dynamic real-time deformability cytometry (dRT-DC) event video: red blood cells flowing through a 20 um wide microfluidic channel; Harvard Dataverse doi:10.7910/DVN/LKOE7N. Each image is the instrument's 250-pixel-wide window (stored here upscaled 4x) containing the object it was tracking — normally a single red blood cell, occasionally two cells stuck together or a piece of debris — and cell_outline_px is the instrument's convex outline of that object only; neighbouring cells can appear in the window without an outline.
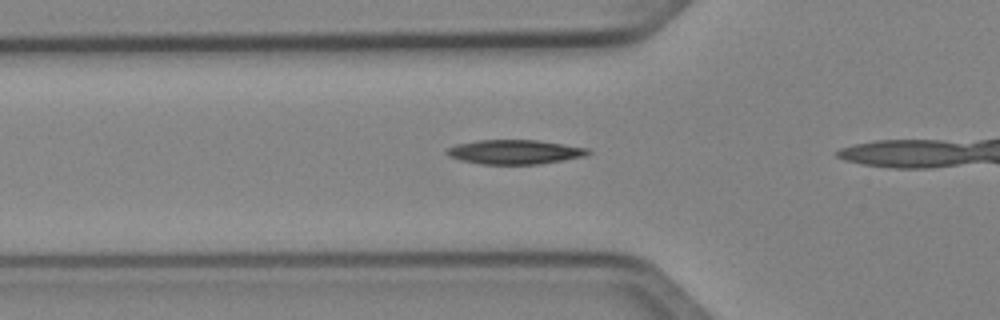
{"species": "Egyptian fruit bat (a non-hibernating species)", "species_latin": "Rousettus aegyptiacus", "temperature_condition": "cold", "stored_images_in_passage": 12, "camera_frame_rate_fps": 3000, "um_per_image_px": 0.085, "animal": {"sex": "female"}, "frame": {"image": 1, "passage_image": 10, "time_ms": 3.0, "image_size_px": [1000, 320], "cell_outline_px": [[592, 152], [584, 156], [540, 164], [480, 164], [460, 160], [448, 156], [444, 152], [448, 148], [456, 144], [476, 140], [536, 140], [588, 148]], "centroid_in_image_um": [43.7, 12.91], "position_along_channel_um": 82.1, "area_um2": 20.0}}